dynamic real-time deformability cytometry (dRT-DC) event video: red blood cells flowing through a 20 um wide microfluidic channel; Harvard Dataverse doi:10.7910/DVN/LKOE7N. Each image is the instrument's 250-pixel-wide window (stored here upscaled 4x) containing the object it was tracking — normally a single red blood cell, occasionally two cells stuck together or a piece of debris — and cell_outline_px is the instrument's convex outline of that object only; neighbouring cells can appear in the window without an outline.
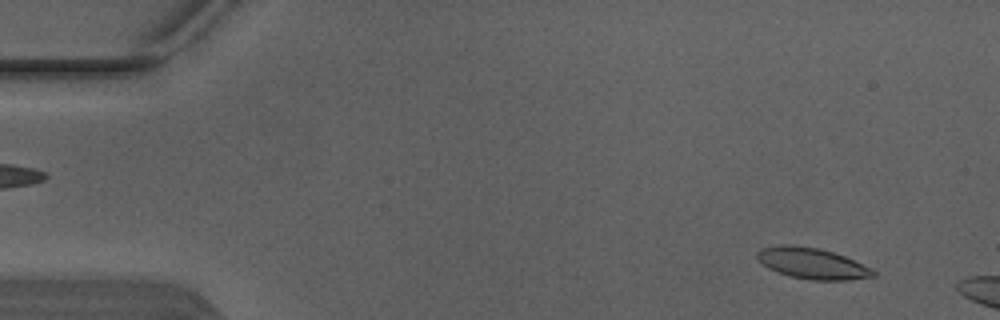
{"species": "Egyptian fruit bat (a non-hibernating species)", "species_latin": "Rousettus aegyptiacus", "temperature_condition": "warm", "stored_images_in_passage": 3, "camera_frame_rate_fps": 3000, "um_per_image_px": 0.085, "animal": {"sex": "male"}, "frame": {"image": 1, "passage_image": 1, "time_ms": 0.0, "image_size_px": [1000, 320], "cell_outline_px": [[876, 276], [848, 280], [812, 280], [788, 276], [776, 272], [768, 268], [756, 260], [756, 252], [764, 248], [780, 244], [792, 244], [820, 248], [844, 256], [876, 272]], "centroid_in_image_um": [68.95, 22.38], "position_along_channel_um": 16.0, "area_um2": 20.98}}